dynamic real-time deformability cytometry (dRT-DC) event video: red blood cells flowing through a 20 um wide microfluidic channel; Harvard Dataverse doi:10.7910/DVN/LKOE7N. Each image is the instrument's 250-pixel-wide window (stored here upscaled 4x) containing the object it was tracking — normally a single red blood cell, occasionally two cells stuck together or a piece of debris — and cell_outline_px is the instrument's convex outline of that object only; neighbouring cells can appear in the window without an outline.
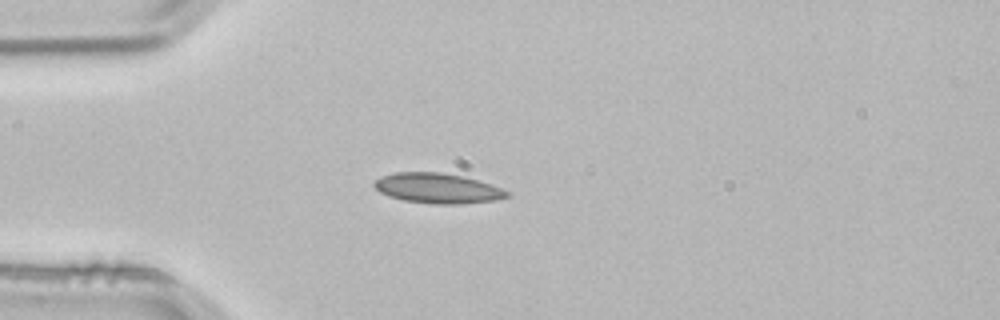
{"species": "common noctule bat (a hibernating species)", "species_latin": "Nyctalus noctula", "temperature_condition": "room temperature", "stored_images_in_passage": 1, "camera_frame_rate_fps": 3000, "um_per_image_px": 0.085, "animal": {"sex": "male", "body_mass_g": 21.5, "forearm_length_mm": 52.0}, "frame": {"image": 1, "passage_image": 1, "time_ms": 0.0, "image_size_px": [1000, 320], "cell_outline_px": [[508, 196], [492, 200], [460, 204], [436, 204], [404, 200], [388, 196], [380, 192], [372, 184], [376, 180], [384, 176], [396, 172], [440, 172], [464, 176], [500, 188], [508, 192]], "centroid_in_image_um": [37.15, 16.0], "position_along_channel_um": 47.9, "area_um2": 22.83}}